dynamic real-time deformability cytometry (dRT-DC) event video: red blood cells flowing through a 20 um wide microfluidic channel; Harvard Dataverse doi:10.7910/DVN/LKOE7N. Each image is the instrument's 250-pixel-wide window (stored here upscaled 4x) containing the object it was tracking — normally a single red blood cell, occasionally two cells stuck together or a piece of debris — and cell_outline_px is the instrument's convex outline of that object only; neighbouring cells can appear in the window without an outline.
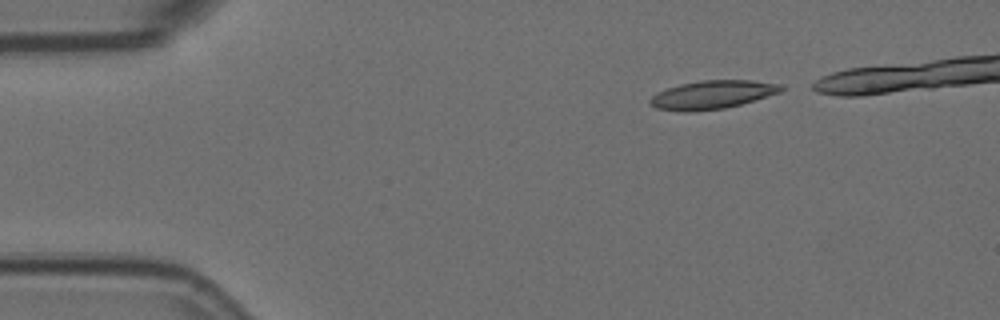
{"species": "Egyptian fruit bat (a non-hibernating species)", "species_latin": "Rousettus aegyptiacus", "temperature_condition": "room temperature", "stored_images_in_passage": 6, "camera_frame_rate_fps": 3000, "um_per_image_px": 0.085, "animal": {"sex": "female"}, "frame": {"image": 1, "passage_image": 6, "time_ms": 1.667, "image_size_px": [1000, 320], "cell_outline_px": [[788, 88], [780, 92], [740, 104], [724, 108], [688, 112], [684, 112], [656, 108], [648, 104], [648, 100], [656, 92], [680, 84], [700, 80], [752, 80], [784, 84]], "centroid_in_image_um": [60.55, 8.04], "position_along_channel_um": 24.4, "area_um2": 21.85}}